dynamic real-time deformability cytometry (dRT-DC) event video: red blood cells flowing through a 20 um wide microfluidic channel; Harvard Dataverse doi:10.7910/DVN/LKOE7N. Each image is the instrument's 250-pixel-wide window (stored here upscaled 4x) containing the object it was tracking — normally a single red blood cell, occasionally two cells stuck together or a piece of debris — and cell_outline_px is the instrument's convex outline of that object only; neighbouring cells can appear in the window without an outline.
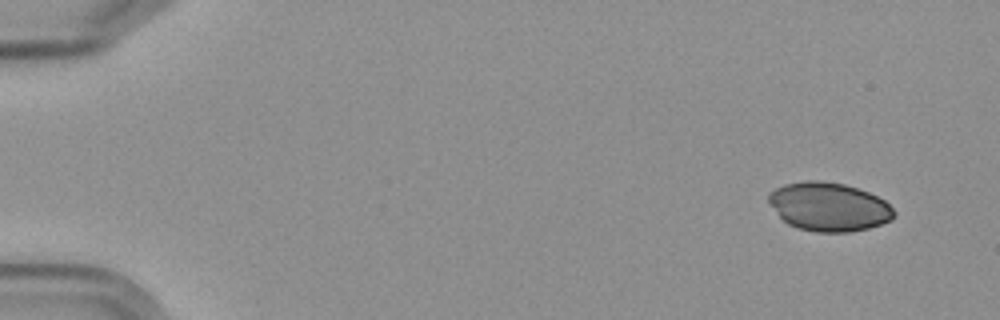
{"species": "Egyptian fruit bat (a non-hibernating species)", "species_latin": "Rousettus aegyptiacus", "temperature_condition": "cold", "stored_images_in_passage": 6, "camera_frame_rate_fps": 3000, "um_per_image_px": 0.085, "frame": {"image": 1, "passage_image": 1, "time_ms": 0.0, "image_size_px": [1000, 320], "cell_outline_px": [[896, 216], [892, 220], [868, 228], [848, 232], [816, 232], [800, 228], [788, 224], [780, 216], [768, 200], [768, 192], [784, 184], [804, 180], [824, 180], [844, 184], [868, 192], [884, 200], [896, 212]], "centroid_in_image_um": [70.46, 17.56], "position_along_channel_um": 14.5, "area_um2": 35.49}}